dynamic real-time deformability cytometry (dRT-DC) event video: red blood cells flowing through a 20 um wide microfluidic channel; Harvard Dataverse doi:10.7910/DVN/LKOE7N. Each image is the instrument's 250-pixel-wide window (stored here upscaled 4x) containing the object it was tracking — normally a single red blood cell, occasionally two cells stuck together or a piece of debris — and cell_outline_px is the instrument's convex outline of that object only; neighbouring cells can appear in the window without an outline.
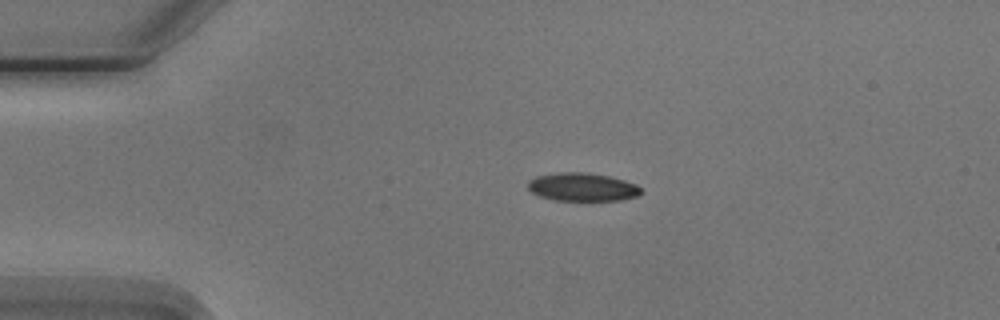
{"species": "Egyptian fruit bat (a non-hibernating species)", "species_latin": "Rousettus aegyptiacus", "temperature_condition": "cold", "stored_images_in_passage": 4, "camera_frame_rate_fps": 3000, "um_per_image_px": 0.085, "animal": {"sex": "male"}, "frame": {"image": 1, "passage_image": 2, "time_ms": 1.333, "image_size_px": [1000, 320], "cell_outline_px": [[644, 192], [636, 196], [620, 200], [556, 200], [540, 196], [532, 192], [528, 188], [528, 180], [536, 176], [556, 172], [588, 172], [608, 176], [624, 180], [636, 184]], "centroid_in_image_um": [49.49, 15.88], "position_along_channel_um": 35.5, "area_um2": 18.61}}